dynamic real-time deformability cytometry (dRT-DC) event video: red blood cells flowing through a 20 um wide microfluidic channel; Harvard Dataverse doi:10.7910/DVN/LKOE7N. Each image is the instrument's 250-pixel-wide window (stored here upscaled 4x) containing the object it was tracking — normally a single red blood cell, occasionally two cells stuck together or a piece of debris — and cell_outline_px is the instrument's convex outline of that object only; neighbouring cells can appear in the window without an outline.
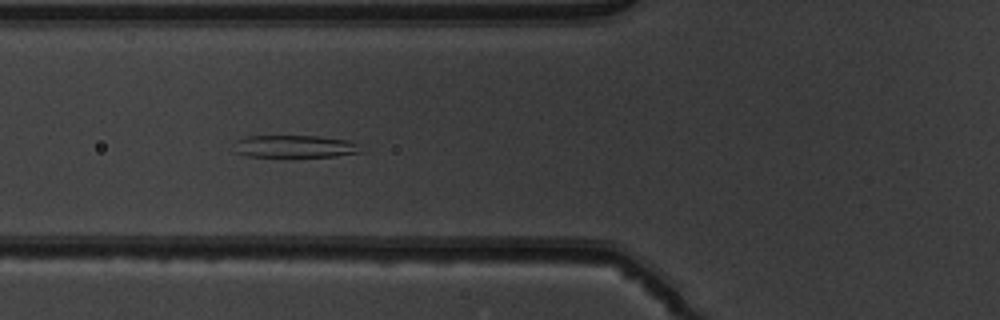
{"species": "common noctule bat (a hibernating species)", "species_latin": "Nyctalus noctula", "temperature_condition": "warm", "stored_images_in_passage": 38, "camera_frame_rate_fps": 3000, "um_per_image_px": 0.085, "animal": {"sex": "male", "body_mass_g": 19.5, "forearm_length_mm": 54.6}, "frame": {"image": 1, "passage_image": 6, "time_ms": 1.667, "image_size_px": [1000, 320], "cell_outline_px": [[360, 152], [336, 156], [248, 156], [236, 152], [236, 140], [248, 136], [320, 136], [348, 140], [356, 144]], "centroid_in_image_um": [25.04, 12.43], "position_along_channel_um": 100.8, "area_um2": 16.13}}
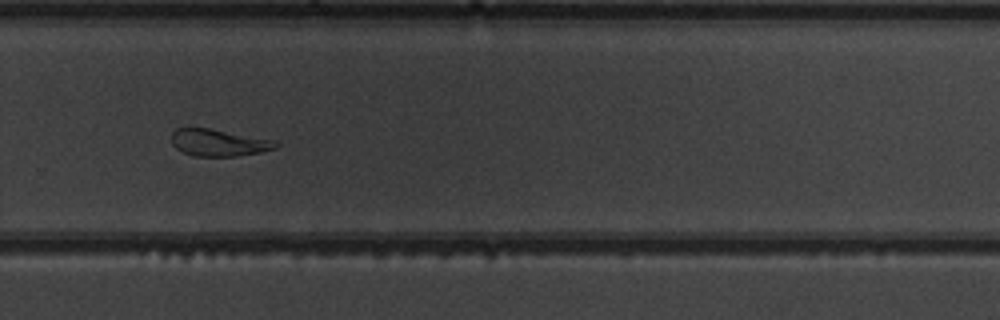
{"frame": {"image": 2, "passage_image": 22, "time_ms": 7.0, "image_size_px": [1000, 320], "cell_outline_px": [[280, 144], [276, 148], [260, 152], [236, 156], [192, 156], [176, 148], [172, 144], [172, 132], [176, 128], [208, 128], [276, 140]], "centroid_in_image_um": [18.6, 12.13], "position_along_channel_um": 311.2, "area_um2": 16.36}}
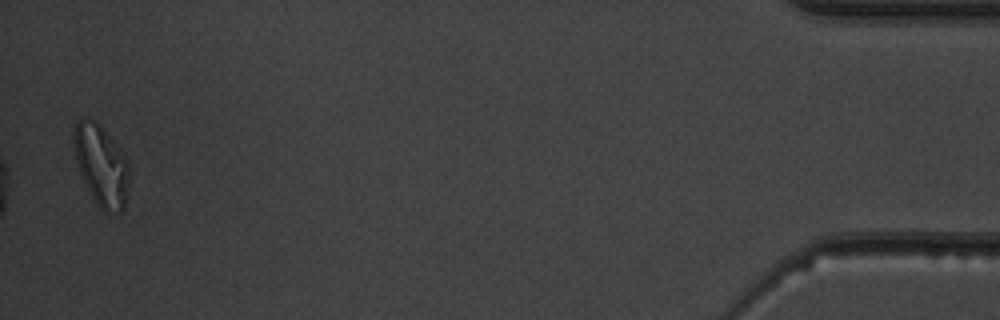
{"frame": {"image": 3, "passage_image": 37, "time_ms": 12.0, "image_size_px": [1000, 320], "cell_outline_px": [[128, 184], [124, 208], [120, 212], [104, 212], [96, 204], [80, 172], [76, 160], [72, 140], [72, 132], [76, 120], [84, 116], [88, 116], [100, 124], [124, 152], [128, 160]], "centroid_in_image_um": [8.59, 13.98], "position_along_channel_um": 426.6, "area_um2": 26.47}, "authors_computed_cell_mechanics": {"area_um2": 17.6001, "velocity_mm_per_s": 3.9489, "shape_relaxation_time_tau1_ms": null, "shape_relaxation_time_tau2_ms": 1.8988, "deformation_change_tau1": null, "deformation_change_tau2": 0.1143}}